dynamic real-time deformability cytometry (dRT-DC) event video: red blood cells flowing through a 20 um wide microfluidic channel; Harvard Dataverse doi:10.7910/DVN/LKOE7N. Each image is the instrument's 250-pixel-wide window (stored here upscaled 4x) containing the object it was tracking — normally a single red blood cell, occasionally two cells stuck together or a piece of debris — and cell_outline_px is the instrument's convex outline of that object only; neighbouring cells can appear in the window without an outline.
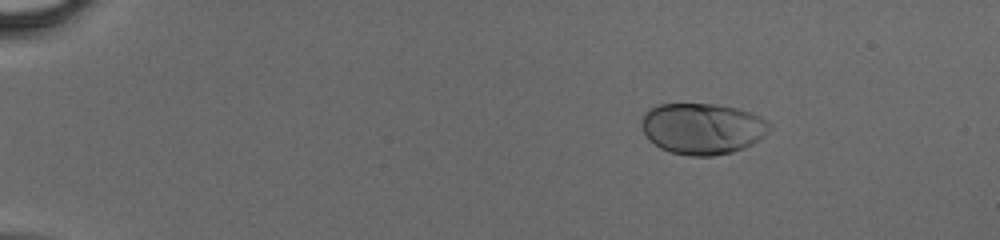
{"species": "human", "species_latin": "Homo sapiens", "temperature_condition": "cold", "stored_images_in_passage": 40, "camera_frame_rate_fps": 3000, "um_per_image_px": 0.085, "donor": {"sex": "male"}, "frame": {"image": 1, "passage_image": 1, "time_ms": 0.0, "image_size_px": [1000, 240], "cell_outline_px": [[772, 128], [760, 140], [752, 144], [732, 152], [712, 156], [692, 156], [668, 152], [660, 148], [644, 132], [640, 124], [640, 120], [644, 112], [648, 108], [660, 104], [716, 104], [740, 108], [760, 116], [772, 124]], "centroid_in_image_um": [59.72, 10.92], "position_along_channel_um": 25.3, "area_um2": 38.49}}
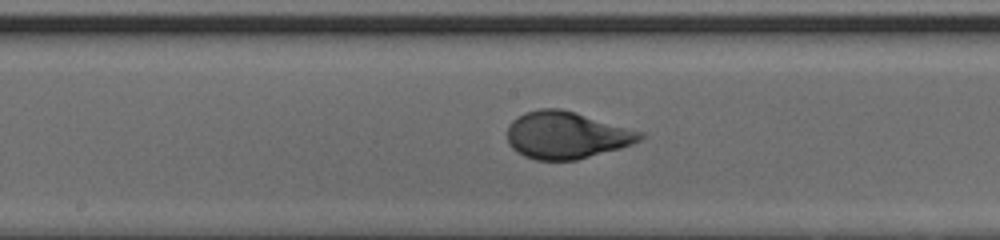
{"frame": {"image": 2, "passage_image": 20, "time_ms": 6.333, "image_size_px": [1000, 240], "cell_outline_px": [[644, 136], [640, 140], [632, 144], [620, 148], [576, 160], [536, 160], [524, 156], [516, 152], [508, 144], [508, 124], [512, 120], [524, 112], [540, 108], [560, 108], [576, 112], [644, 132]], "centroid_in_image_um": [48.13, 11.48], "position_along_channel_um": 200.1, "area_um2": 36.65}}
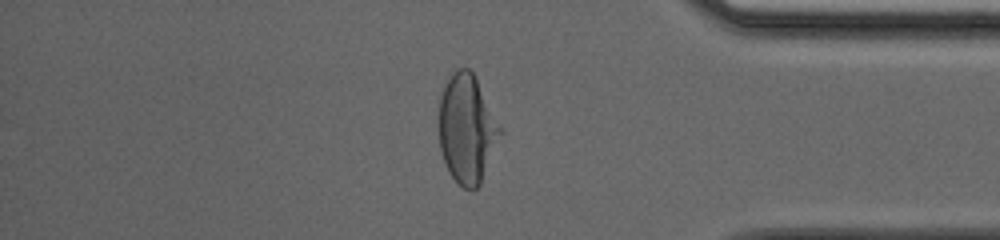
{"frame": {"image": 3, "passage_image": 34, "time_ms": 11.0, "image_size_px": [1000, 240], "cell_outline_px": [[504, 132], [480, 184], [472, 192], [464, 188], [448, 172], [440, 148], [436, 120], [440, 96], [444, 84], [452, 72], [460, 68], [468, 68], [472, 72], [504, 128]], "centroid_in_image_um": [39.69, 10.95], "position_along_channel_um": 395.5, "area_um2": 39.82}}